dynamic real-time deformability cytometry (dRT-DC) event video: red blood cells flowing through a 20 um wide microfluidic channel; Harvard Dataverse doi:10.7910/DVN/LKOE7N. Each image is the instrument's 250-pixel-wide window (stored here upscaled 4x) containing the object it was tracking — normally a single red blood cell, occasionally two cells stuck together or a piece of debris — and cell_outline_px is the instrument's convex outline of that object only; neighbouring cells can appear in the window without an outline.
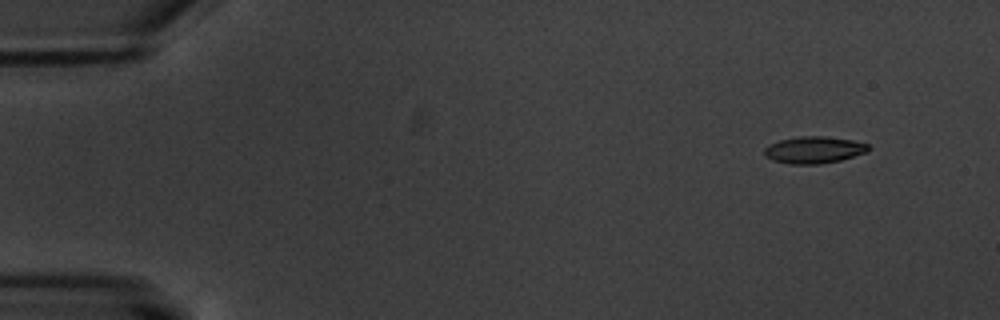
{"species": "common noctule bat (a hibernating species)", "species_latin": "Nyctalus noctula", "temperature_condition": "warm", "stored_images_in_passage": 9, "camera_frame_rate_fps": 3000, "um_per_image_px": 0.085, "animal": {"sex": "male", "body_mass_g": 20.1, "forearm_length_mm": 53.5}, "frame": {"image": 1, "passage_image": 1, "time_ms": 0.0, "image_size_px": [1000, 320], "cell_outline_px": [[872, 148], [868, 152], [840, 160], [820, 164], [792, 164], [772, 160], [764, 156], [764, 148], [780, 140], [800, 136], [824, 136], [852, 140], [868, 144]], "centroid_in_image_um": [69.21, 12.74], "position_along_channel_um": 15.8, "area_um2": 16.3}}
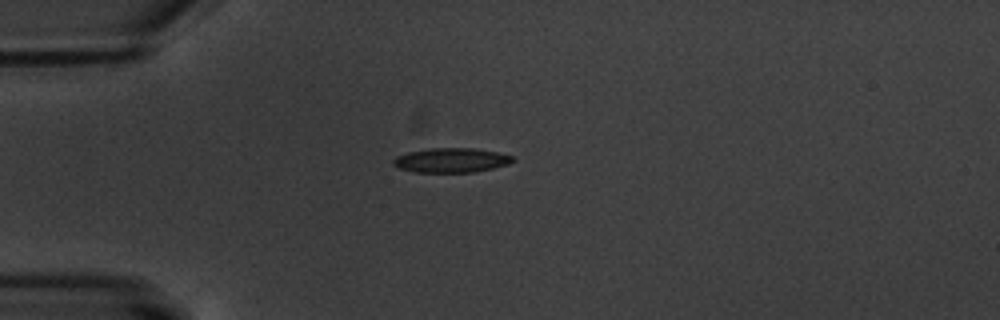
{"frame": {"image": 2, "passage_image": 4, "time_ms": 3.667, "image_size_px": [1000, 320], "cell_outline_px": [[516, 160], [508, 164], [492, 168], [472, 172], [416, 172], [400, 168], [392, 164], [392, 160], [396, 156], [408, 152], [428, 148], [472, 148], [496, 152], [512, 156]], "centroid_in_image_um": [38.33, 13.61], "position_along_channel_um": 46.7, "area_um2": 16.94}}